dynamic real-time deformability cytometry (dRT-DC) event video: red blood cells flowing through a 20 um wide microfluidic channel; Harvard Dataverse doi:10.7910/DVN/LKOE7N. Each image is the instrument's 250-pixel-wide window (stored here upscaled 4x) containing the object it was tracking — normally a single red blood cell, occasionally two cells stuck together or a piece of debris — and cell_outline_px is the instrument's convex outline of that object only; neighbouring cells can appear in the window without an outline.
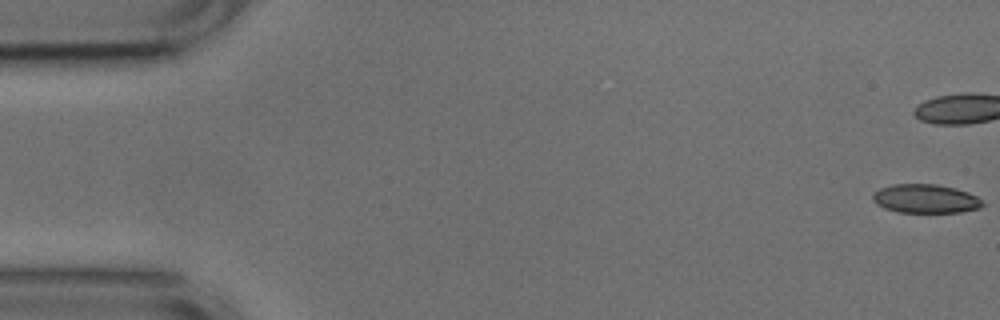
{"species": "common noctule bat (a hibernating species)", "species_latin": "Nyctalus noctula", "temperature_condition": "cold", "stored_images_in_passage": 52, "camera_frame_rate_fps": 3000, "um_per_image_px": 0.085, "animal": {"sex": "male", "body_mass_g": 17.9, "forearm_length_mm": 54.2}, "frame": {"image": 1, "passage_image": 1, "time_ms": 0.0, "image_size_px": [1000, 320], "cell_outline_px": [[984, 204], [980, 208], [960, 212], [896, 212], [884, 208], [876, 204], [872, 200], [872, 196], [880, 188], [892, 184], [936, 184], [956, 188], [968, 192], [976, 196]], "centroid_in_image_um": [78.65, 16.89], "position_along_channel_um": 6.3, "area_um2": 18.44}, "authors_computed_cell_mechanics": {"area_um2": 19.5364, "velocity_mm_per_s": 3.7756, "shape_relaxation_time_tau1_ms": null, "shape_relaxation_time_tau2_ms": 2.4933, "deformation_change_tau1": null, "deformation_change_tau2": 0.0992}}